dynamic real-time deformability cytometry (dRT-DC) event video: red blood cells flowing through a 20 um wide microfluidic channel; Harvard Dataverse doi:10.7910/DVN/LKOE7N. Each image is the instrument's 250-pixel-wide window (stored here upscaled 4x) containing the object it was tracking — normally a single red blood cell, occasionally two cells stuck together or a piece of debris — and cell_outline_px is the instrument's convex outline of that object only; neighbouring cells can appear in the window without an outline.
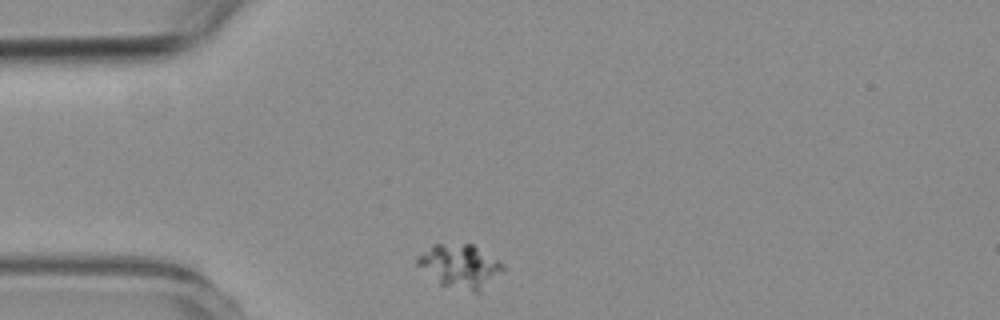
{"species": "common noctule bat (a hibernating species)", "species_latin": "Nyctalus noctula", "temperature_condition": "room temperature", "stored_images_in_passage": 39, "camera_frame_rate_fps": 3000, "um_per_image_px": 0.085, "animal": {"sex": "female", "body_mass_g": 19.3, "forearm_length_mm": 54.1}, "frame": {"image": 1, "passage_image": 1, "time_ms": 0.0, "image_size_px": [1000, 320], "cell_outline_px": [[508, 268], [504, 272], [480, 292], [472, 292], [440, 284], [416, 264], [416, 256], [432, 244], [472, 244], [500, 260]], "centroid_in_image_um": [39.15, 22.62], "position_along_channel_um": 45.8, "area_um2": 22.02}}
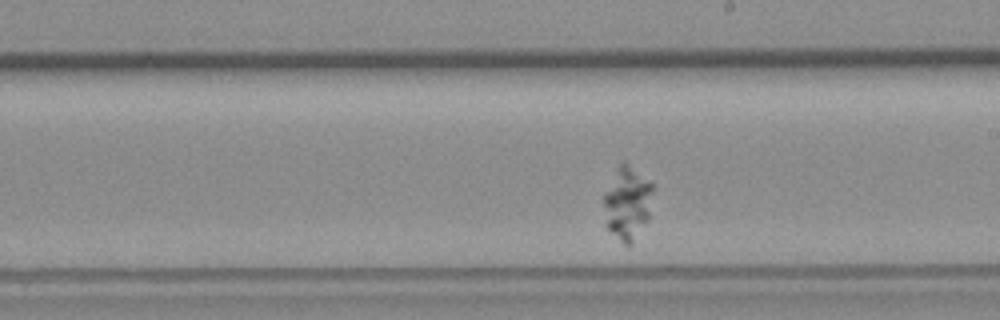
{"frame": {"image": 2, "passage_image": 20, "time_ms": 6.333, "image_size_px": [1000, 320], "cell_outline_px": [[656, 184], [648, 220], [632, 240], [628, 244], [624, 244], [604, 224], [604, 192], [620, 164], [624, 160]], "centroid_in_image_um": [53.36, 17.19], "position_along_channel_um": 235.6, "area_um2": 21.1}}
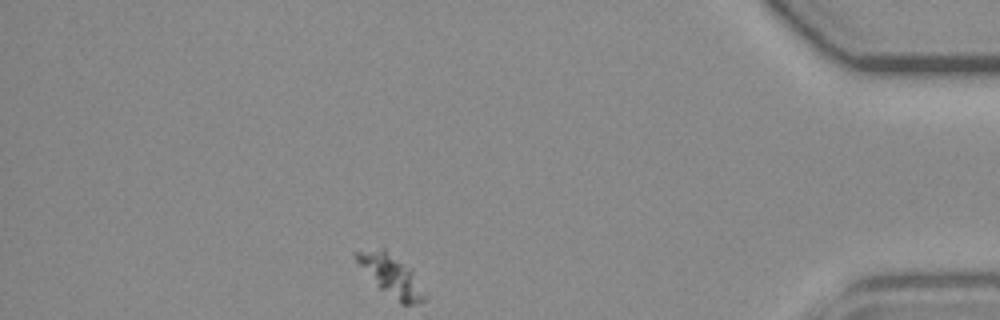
{"frame": {"image": 3, "passage_image": 39, "time_ms": 12.667, "image_size_px": [1000, 320], "cell_outline_px": [[428, 300], [412, 304], [400, 304], [380, 288], [376, 284], [356, 260], [352, 252], [384, 244], [412, 268], [428, 296]], "centroid_in_image_um": [33.29, 23.33], "position_along_channel_um": 401.9, "area_um2": 17.28}}